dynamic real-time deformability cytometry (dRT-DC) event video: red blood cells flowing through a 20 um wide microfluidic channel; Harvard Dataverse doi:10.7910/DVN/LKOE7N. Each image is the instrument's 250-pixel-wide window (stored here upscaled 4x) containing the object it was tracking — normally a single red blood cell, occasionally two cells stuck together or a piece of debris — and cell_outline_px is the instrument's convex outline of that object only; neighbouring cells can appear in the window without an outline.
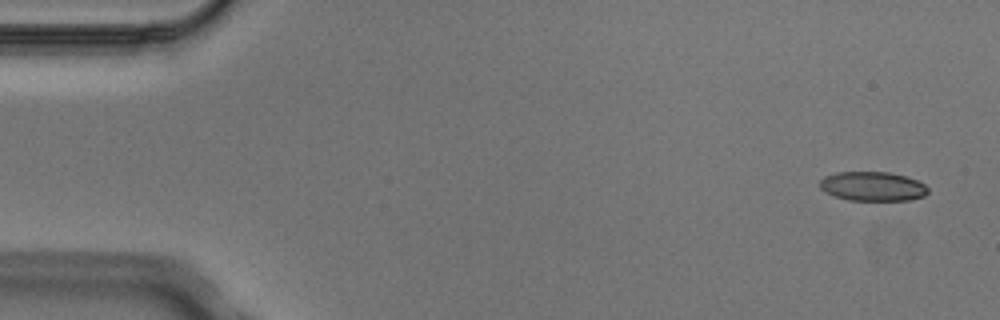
{"species": "Egyptian fruit bat (a non-hibernating species)", "species_latin": "Rousettus aegyptiacus", "temperature_condition": "cold", "stored_images_in_passage": 5, "camera_frame_rate_fps": 3000, "um_per_image_px": 0.085, "animal": {"sex": "male"}, "frame": {"image": 1, "passage_image": 1, "time_ms": 0.0, "image_size_px": [1000, 320], "cell_outline_px": [[928, 192], [924, 196], [908, 200], [848, 200], [824, 192], [820, 188], [820, 180], [824, 176], [836, 172], [888, 172], [908, 176], [924, 184], [928, 188]], "centroid_in_image_um": [74.16, 15.83], "position_along_channel_um": 10.8, "area_um2": 18.5}}
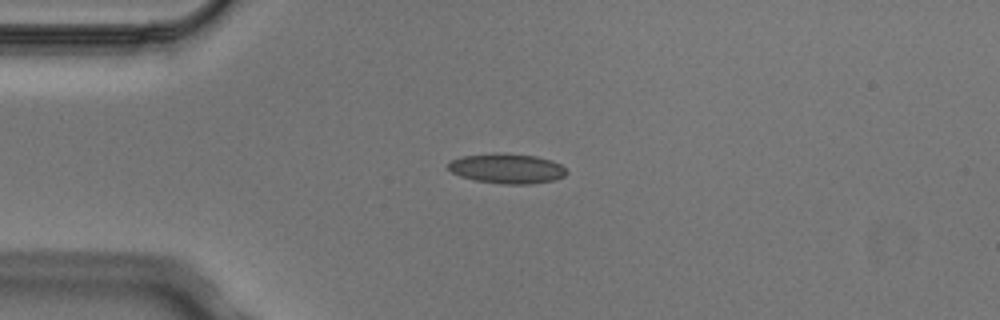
{"frame": {"image": 2, "passage_image": 4, "time_ms": 1.0, "image_size_px": [1000, 320], "cell_outline_px": [[568, 172], [564, 176], [552, 180], [532, 184], [500, 184], [476, 180], [460, 176], [452, 172], [448, 168], [448, 164], [452, 160], [464, 156], [496, 152], [536, 156], [552, 160], [560, 164]], "centroid_in_image_um": [43.1, 14.32], "position_along_channel_um": 41.9, "area_um2": 20.58}}